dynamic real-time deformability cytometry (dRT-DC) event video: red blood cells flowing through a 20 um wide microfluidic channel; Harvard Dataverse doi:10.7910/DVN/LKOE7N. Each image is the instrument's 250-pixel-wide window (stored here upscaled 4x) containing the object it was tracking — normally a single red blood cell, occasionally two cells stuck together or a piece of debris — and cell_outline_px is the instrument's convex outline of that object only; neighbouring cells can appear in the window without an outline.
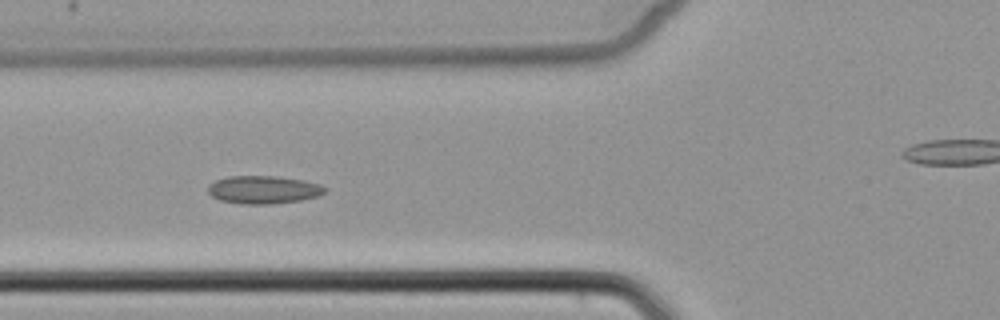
{"species": "common noctule bat (a hibernating species)", "species_latin": "Nyctalus noctula", "temperature_condition": "cold", "stored_images_in_passage": 7, "camera_frame_rate_fps": 3000, "um_per_image_px": 0.085, "animal": {"sex": "female", "body_mass_g": 22.7, "forearm_length_mm": 54.2}, "frame": {"image": 1, "passage_image": 6, "time_ms": 6.667, "image_size_px": [1000, 320], "cell_outline_px": [[328, 188], [320, 196], [300, 200], [272, 204], [240, 204], [220, 200], [212, 196], [208, 192], [208, 184], [216, 180], [228, 176], [276, 176], [304, 180], [320, 184]], "centroid_in_image_um": [22.4, 16.12], "position_along_channel_um": 103.4, "area_um2": 19.19}}
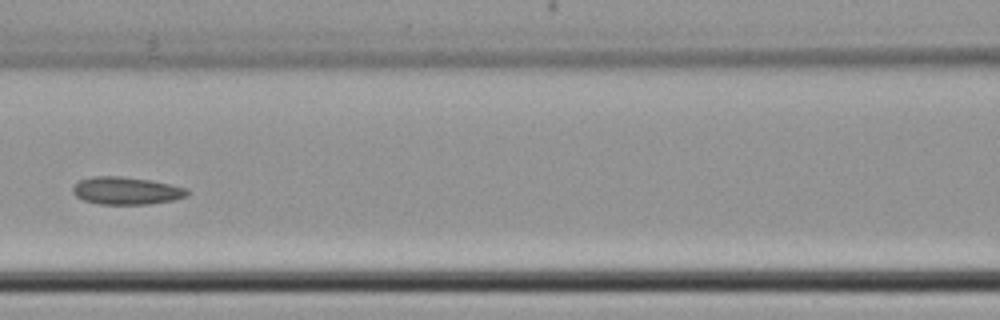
{"frame": {"image": 2, "passage_image": 7, "time_ms": 8.0, "image_size_px": [1000, 320], "cell_outline_px": [[188, 196], [176, 200], [148, 204], [100, 204], [84, 200], [76, 196], [72, 192], [72, 188], [80, 180], [92, 176], [120, 176], [152, 180], [188, 188]], "centroid_in_image_um": [10.77, 16.21], "position_along_channel_um": 155.8, "area_um2": 18.5}}